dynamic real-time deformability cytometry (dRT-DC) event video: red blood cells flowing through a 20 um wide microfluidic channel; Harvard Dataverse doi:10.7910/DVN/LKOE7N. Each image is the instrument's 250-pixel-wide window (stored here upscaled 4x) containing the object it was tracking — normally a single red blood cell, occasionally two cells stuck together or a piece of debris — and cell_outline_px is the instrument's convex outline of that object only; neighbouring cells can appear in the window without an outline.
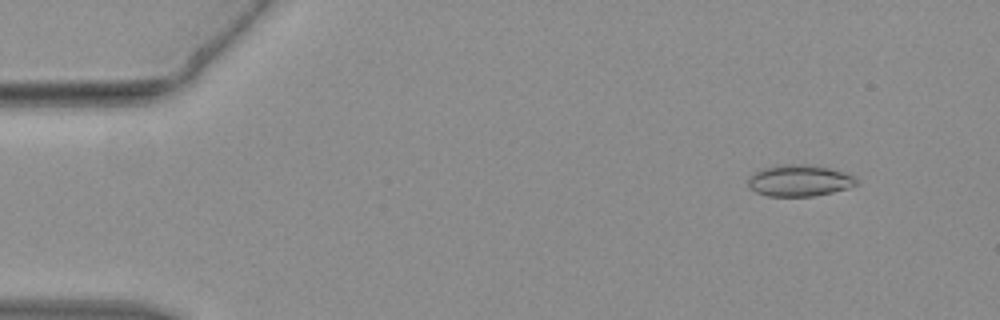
{"species": "common noctule bat (a hibernating species)", "species_latin": "Nyctalus noctula", "temperature_condition": "warm", "stored_images_in_passage": 46, "camera_frame_rate_fps": 3000, "um_per_image_px": 0.085, "animal": {"sex": "female", "body_mass_g": 19.3, "forearm_length_mm": 54.1}, "frame": {"image": 1, "passage_image": 5, "time_ms": 1.333, "image_size_px": [1000, 320], "cell_outline_px": [[860, 184], [848, 188], [832, 192], [812, 196], [768, 196], [756, 192], [748, 188], [748, 180], [756, 172], [764, 168], [776, 164], [808, 164], [828, 168], [856, 176], [860, 180]], "centroid_in_image_um": [67.98, 15.35], "position_along_channel_um": 17.0, "area_um2": 20.0}}
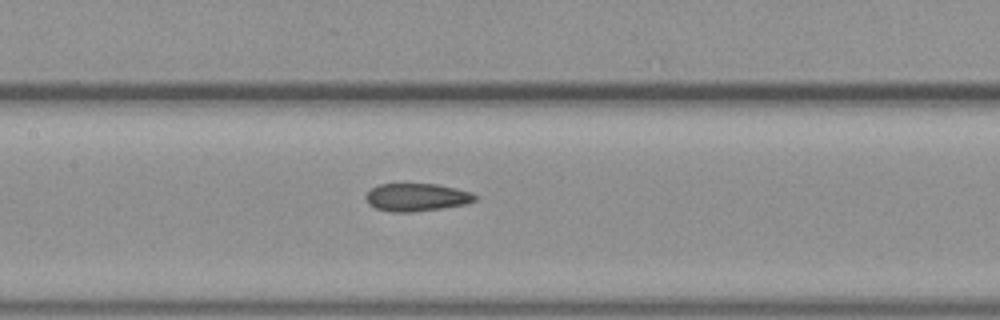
{"frame": {"image": 2, "passage_image": 22, "time_ms": 7.0, "image_size_px": [1000, 320], "cell_outline_px": [[476, 200], [464, 204], [440, 208], [412, 212], [392, 212], [376, 208], [368, 204], [364, 196], [372, 188], [380, 184], [436, 184], [456, 188], [472, 192], [476, 196]], "centroid_in_image_um": [35.39, 16.76], "position_along_channel_um": 172.0, "area_um2": 17.57}}
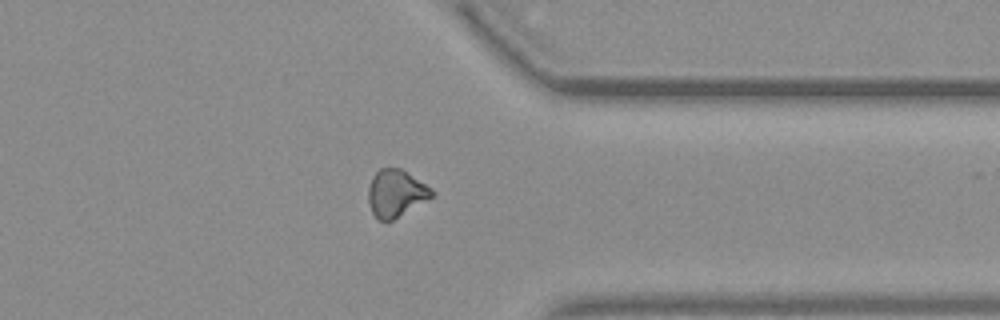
{"frame": {"image": 3, "passage_image": 36, "time_ms": 11.667, "image_size_px": [1000, 320], "cell_outline_px": [[436, 196], [392, 220], [376, 220], [368, 204], [368, 188], [372, 176], [380, 168], [400, 168], [432, 188], [436, 192]], "centroid_in_image_um": [33.67, 16.44], "position_along_channel_um": 377.7, "area_um2": 17.69}}